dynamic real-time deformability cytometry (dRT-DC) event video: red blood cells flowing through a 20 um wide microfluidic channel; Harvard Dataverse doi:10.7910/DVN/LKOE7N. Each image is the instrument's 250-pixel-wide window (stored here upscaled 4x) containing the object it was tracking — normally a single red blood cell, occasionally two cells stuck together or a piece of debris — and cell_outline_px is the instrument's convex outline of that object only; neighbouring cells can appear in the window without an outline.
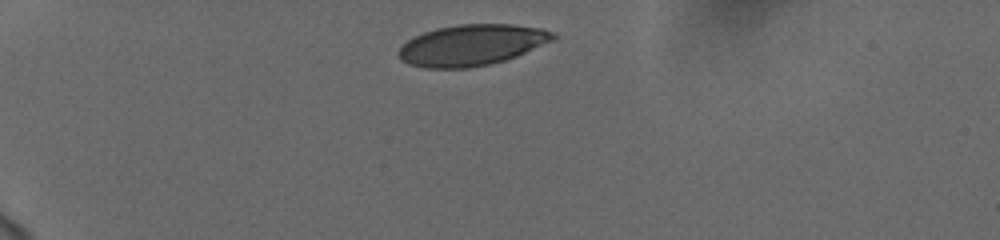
{"species": "human", "species_latin": "Homo sapiens", "temperature_condition": "cold", "stored_images_in_passage": 35, "camera_frame_rate_fps": 3000, "um_per_image_px": 0.085, "donor": {"sex": "female"}, "frame": {"image": 1, "passage_image": 1, "time_ms": 0.0, "image_size_px": [1000, 240], "cell_outline_px": [[556, 40], [516, 56], [504, 60], [488, 64], [468, 68], [424, 68], [408, 64], [400, 60], [396, 52], [408, 40], [424, 32], [436, 28], [460, 24], [512, 24], [544, 28], [556, 32]], "centroid_in_image_um": [40.13, 3.82], "position_along_channel_um": 44.9, "area_um2": 37.17}}
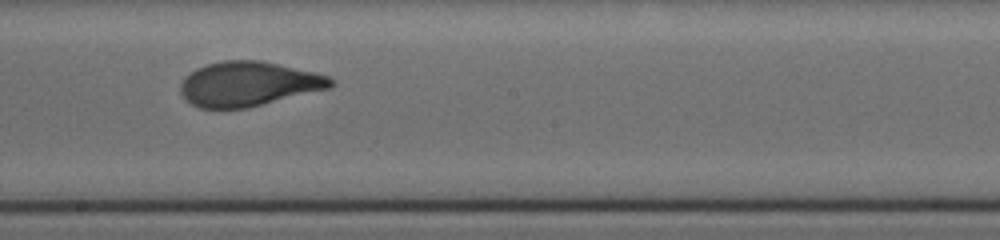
{"frame": {"image": 2, "passage_image": 20, "time_ms": 6.333, "image_size_px": [1000, 240], "cell_outline_px": [[336, 84], [332, 88], [248, 108], [200, 108], [192, 104], [180, 92], [180, 84], [184, 76], [196, 68], [208, 64], [224, 60], [260, 60], [316, 72], [328, 76], [336, 80]], "centroid_in_image_um": [21.17, 7.13], "position_along_channel_um": 227.0, "area_um2": 39.36}}
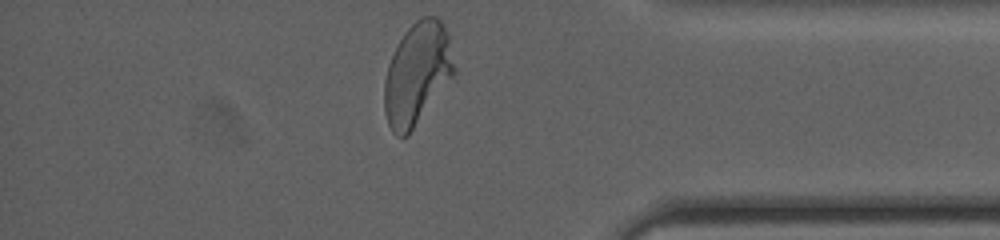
{"frame": {"image": 3, "passage_image": 35, "time_ms": 11.333, "image_size_px": [1000, 240], "cell_outline_px": [[456, 72], [408, 136], [396, 136], [392, 132], [388, 124], [384, 112], [384, 80], [388, 64], [404, 32], [420, 16], [436, 16], [444, 24], [448, 32], [456, 68]], "centroid_in_image_um": [35.47, 6.26], "position_along_channel_um": 399.7, "area_um2": 41.73}, "authors_computed_cell_mechanics": {"area_um2": 39.2462, "velocity_mm_per_s": 3.7392, "shape_relaxation_time_tau1_ms": 3.6462, "shape_relaxation_time_tau2_ms": null, "deformation_change_tau1": 0.1769, "deformation_change_tau2": null}}